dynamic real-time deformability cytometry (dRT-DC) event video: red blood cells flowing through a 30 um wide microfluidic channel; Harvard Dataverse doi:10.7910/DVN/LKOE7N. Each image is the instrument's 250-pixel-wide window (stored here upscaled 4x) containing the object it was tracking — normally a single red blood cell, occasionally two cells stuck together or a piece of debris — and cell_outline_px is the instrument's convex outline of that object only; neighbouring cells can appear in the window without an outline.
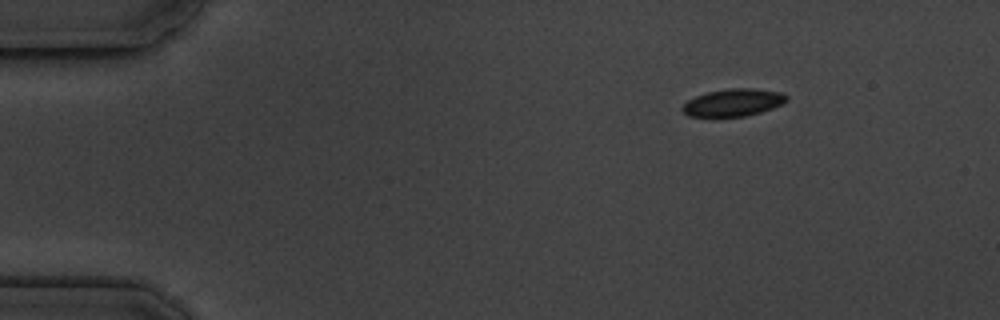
{"species": "common noctule bat (a hibernating species)", "species_latin": "Nyctalus noctula", "temperature_condition": "cold", "stored_images_in_passage": 5, "segment_of_instrument_passage": [2, 2], "camera_frame_rate_fps": 3000, "um_per_image_px": 0.085, "animal": {"sex": "male", "body_mass_g": 19.5, "forearm_length_mm": 54.6}, "frame": {"image": 1, "passage_image": 5, "time_ms": 5.667, "image_size_px": [1000, 320], "cell_outline_px": [[788, 100], [784, 104], [760, 112], [744, 116], [688, 116], [680, 108], [688, 100], [696, 96], [708, 92], [728, 88], [752, 88], [784, 92], [788, 96]], "centroid_in_image_um": [62.37, 8.7], "position_along_channel_um": 22.6, "area_um2": 16.65}}